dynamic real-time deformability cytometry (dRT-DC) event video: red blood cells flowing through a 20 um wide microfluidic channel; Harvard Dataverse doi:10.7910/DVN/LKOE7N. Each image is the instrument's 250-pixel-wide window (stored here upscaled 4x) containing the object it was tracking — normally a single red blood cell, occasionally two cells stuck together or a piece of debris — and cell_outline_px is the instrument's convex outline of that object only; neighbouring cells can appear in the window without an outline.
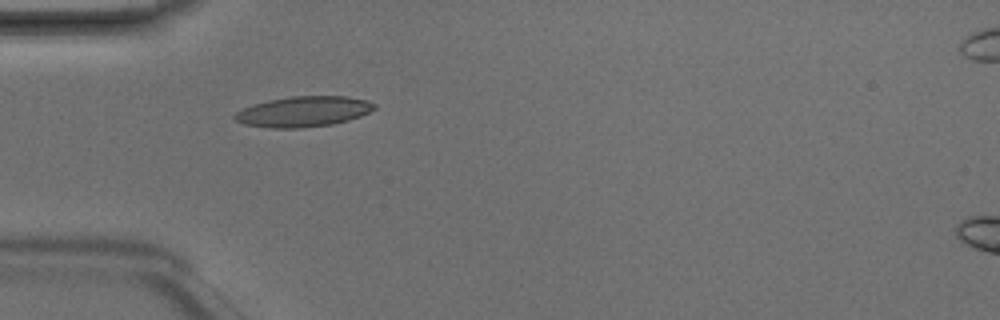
{"species": "Egyptian fruit bat (a non-hibernating species)", "species_latin": "Rousettus aegyptiacus", "temperature_condition": "room temperature", "stored_images_in_passage": 6, "camera_frame_rate_fps": 3000, "um_per_image_px": 0.085, "animal": {"sex": "male"}, "frame": {"image": 1, "passage_image": 5, "time_ms": 1.333, "image_size_px": [1000, 320], "cell_outline_px": [[376, 108], [360, 116], [348, 120], [332, 124], [300, 128], [272, 128], [244, 124], [236, 120], [232, 116], [236, 112], [244, 108], [268, 100], [292, 96], [348, 96], [368, 100], [376, 104]], "centroid_in_image_um": [25.82, 9.48], "position_along_channel_um": 59.2, "area_um2": 24.68}}